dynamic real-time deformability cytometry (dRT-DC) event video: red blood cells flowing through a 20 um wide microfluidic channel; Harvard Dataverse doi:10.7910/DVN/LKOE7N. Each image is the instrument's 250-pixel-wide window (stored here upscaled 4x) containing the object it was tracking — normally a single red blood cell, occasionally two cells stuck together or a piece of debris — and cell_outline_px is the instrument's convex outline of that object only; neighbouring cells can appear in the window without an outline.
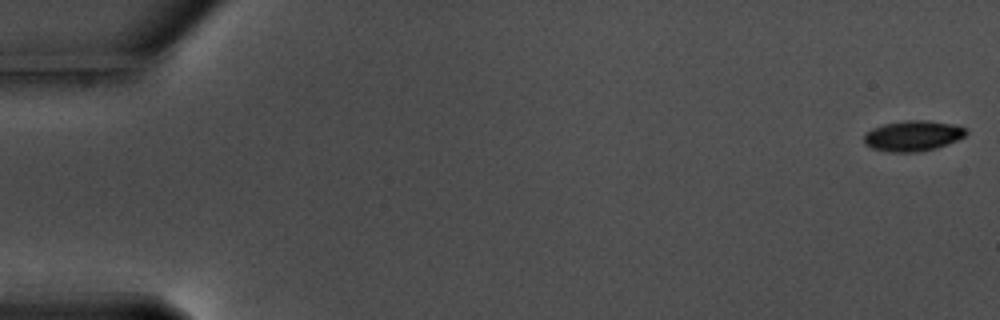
{"species": "common noctule bat (a hibernating species)", "species_latin": "Nyctalus noctula", "temperature_condition": "warm", "stored_images_in_passage": 16, "camera_frame_rate_fps": 3000, "um_per_image_px": 0.085, "animal": {"sex": "male", "body_mass_g": 17.5, "forearm_length_mm": 52.3}, "frame": {"image": 1, "passage_image": 1, "time_ms": 0.0, "image_size_px": [1000, 320], "cell_outline_px": [[968, 132], [964, 136], [956, 140], [936, 148], [916, 152], [892, 152], [872, 148], [864, 144], [864, 136], [872, 128], [884, 124], [904, 120], [928, 120], [956, 124], [964, 128]], "centroid_in_image_um": [77.6, 11.53], "position_along_channel_um": 7.4, "area_um2": 18.09}}
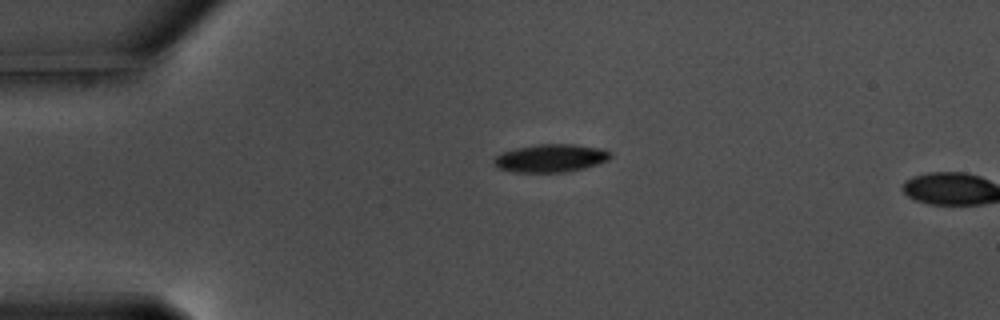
{"frame": {"image": 2, "passage_image": 14, "time_ms": 4.333, "image_size_px": [1000, 320], "cell_outline_px": [[612, 156], [608, 160], [584, 168], [564, 172], [512, 172], [496, 168], [492, 160], [496, 156], [504, 152], [516, 148], [540, 144], [572, 144], [604, 148], [612, 152]], "centroid_in_image_um": [46.82, 13.44], "position_along_channel_um": 38.2, "area_um2": 19.07}}